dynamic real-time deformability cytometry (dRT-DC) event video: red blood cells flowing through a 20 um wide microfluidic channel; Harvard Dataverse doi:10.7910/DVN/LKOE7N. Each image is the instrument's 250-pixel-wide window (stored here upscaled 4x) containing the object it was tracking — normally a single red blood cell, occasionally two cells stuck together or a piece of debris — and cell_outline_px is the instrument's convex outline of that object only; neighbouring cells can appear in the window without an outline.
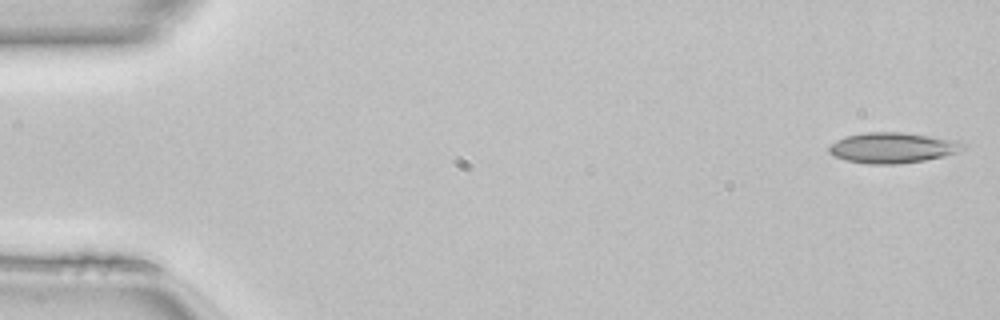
{"species": "common noctule bat (a hibernating species)", "species_latin": "Nyctalus noctula", "temperature_condition": "room temperature", "stored_images_in_passage": 49, "camera_frame_rate_fps": 3000, "um_per_image_px": 0.085, "animal": {"sex": "female", "body_mass_g": 22.7, "forearm_length_mm": 54.2}, "frame": {"image": 1, "passage_image": 1, "time_ms": 0.0, "image_size_px": [1000, 320], "cell_outline_px": [[968, 144], [964, 148], [956, 152], [944, 156], [924, 160], [896, 164], [868, 164], [844, 160], [828, 152], [828, 148], [836, 140], [844, 136], [868, 132], [900, 132], [960, 140]], "centroid_in_image_um": [75.89, 12.55], "position_along_channel_um": 9.1, "area_um2": 23.93}}
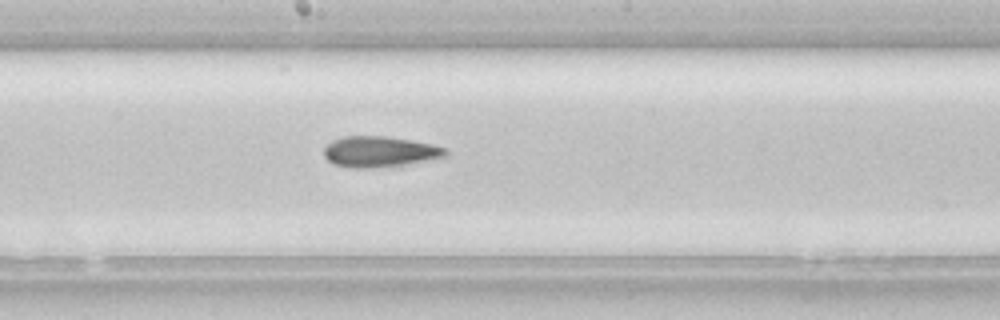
{"frame": {"image": 2, "passage_image": 26, "time_ms": 8.333, "image_size_px": [1000, 320], "cell_outline_px": [[448, 156], [404, 164], [376, 168], [348, 168], [332, 164], [324, 156], [324, 148], [332, 140], [344, 136], [384, 136], [412, 140], [432, 144], [448, 148]], "centroid_in_image_um": [32.26, 12.89], "position_along_channel_um": 215.9, "area_um2": 21.96}}
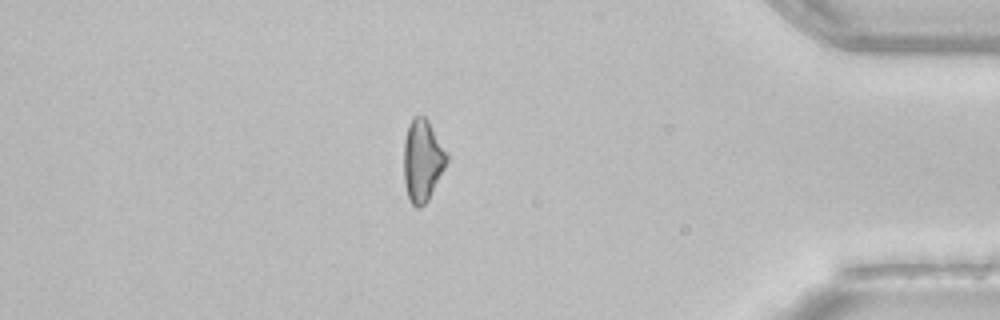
{"frame": {"image": 3, "passage_image": 42, "time_ms": 13.667, "image_size_px": [1000, 320], "cell_outline_px": [[448, 160], [428, 200], [420, 208], [416, 208], [408, 200], [404, 184], [404, 140], [408, 124], [412, 116], [424, 116], [428, 120], [448, 152]], "centroid_in_image_um": [35.9, 13.63], "position_along_channel_um": 399.3, "area_um2": 20.75}, "authors_computed_cell_mechanics": {"area_um2": 21.964, "velocity_mm_per_s": 4.1491, "shape_relaxation_time_tau1_ms": 9.4732, "shape_relaxation_time_tau2_ms": 5.1824, "deformation_change_tau1": 0.1727, "deformation_change_tau2": 0.1439}}